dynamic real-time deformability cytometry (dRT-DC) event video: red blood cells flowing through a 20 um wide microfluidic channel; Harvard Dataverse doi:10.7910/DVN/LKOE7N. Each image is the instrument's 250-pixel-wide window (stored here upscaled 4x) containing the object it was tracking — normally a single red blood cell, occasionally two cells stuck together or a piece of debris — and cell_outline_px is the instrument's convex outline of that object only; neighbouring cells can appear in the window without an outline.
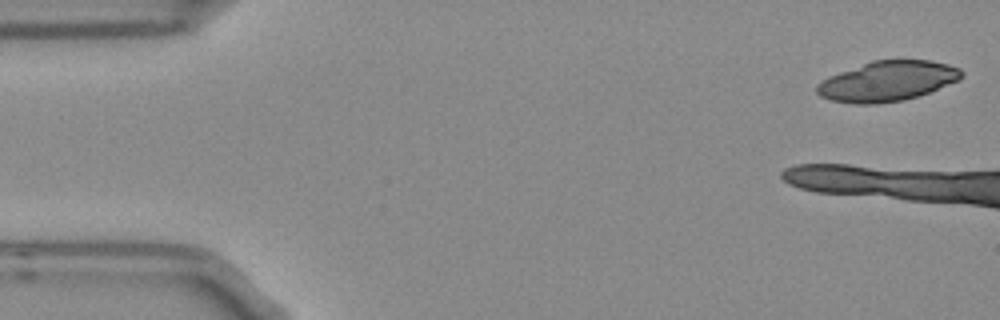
{"species": "Egyptian fruit bat (a non-hibernating species)", "species_latin": "Rousettus aegyptiacus", "temperature_condition": "room temperature", "stored_images_in_passage": 6, "camera_frame_rate_fps": 3000, "um_per_image_px": 0.085, "frame": {"image": 1, "passage_image": 1, "time_ms": 0.0, "image_size_px": [1000, 320], "cell_outline_px": [[964, 76], [960, 80], [928, 92], [904, 100], [876, 104], [856, 104], [832, 100], [820, 96], [816, 92], [816, 84], [828, 76], [872, 60], [932, 60], [948, 64], [960, 68], [964, 72]], "centroid_in_image_um": [75.44, 6.89], "position_along_channel_um": 9.6, "area_um2": 33.87}}